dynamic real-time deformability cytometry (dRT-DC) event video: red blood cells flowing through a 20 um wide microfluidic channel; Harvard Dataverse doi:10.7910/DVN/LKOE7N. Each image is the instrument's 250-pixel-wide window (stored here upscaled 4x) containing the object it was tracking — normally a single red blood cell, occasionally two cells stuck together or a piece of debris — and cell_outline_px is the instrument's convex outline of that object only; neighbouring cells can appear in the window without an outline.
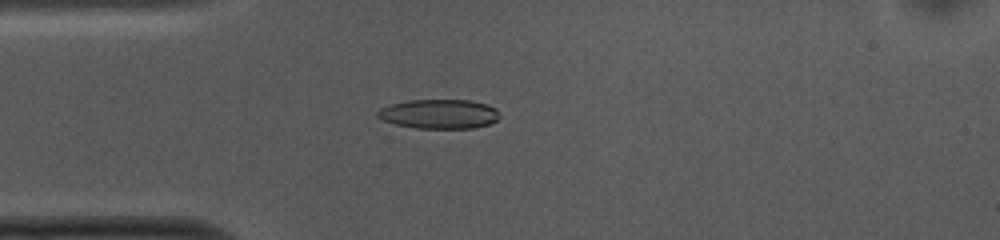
{"species": "common noctule bat (a hibernating species)", "species_latin": "Nyctalus noctula", "temperature_condition": "cold", "stored_images_in_passage": 47, "camera_frame_rate_fps": 3000, "um_per_image_px": 0.085, "animal": {"sex": "female", "body_mass_g": 10.0, "forearm_length_mm": 53.1}, "frame": {"image": 1, "passage_image": 8, "time_ms": 2.333, "image_size_px": [1000, 240], "cell_outline_px": [[500, 116], [496, 120], [488, 124], [472, 128], [416, 128], [396, 124], [384, 120], [376, 116], [376, 112], [380, 108], [392, 104], [408, 100], [468, 100], [488, 104], [496, 108], [500, 112]], "centroid_in_image_um": [37.34, 9.68], "position_along_channel_um": 47.7, "area_um2": 20.87}}
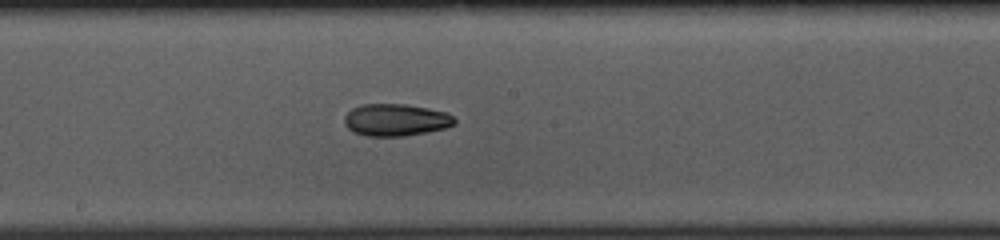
{"frame": {"image": 2, "passage_image": 22, "time_ms": 7.0, "image_size_px": [1000, 240], "cell_outline_px": [[456, 124], [444, 128], [404, 136], [364, 136], [352, 132], [344, 124], [344, 116], [352, 108], [364, 104], [404, 104], [428, 108], [444, 112], [452, 116], [456, 120]], "centroid_in_image_um": [33.6, 10.2], "position_along_channel_um": 214.6, "area_um2": 20.58}}
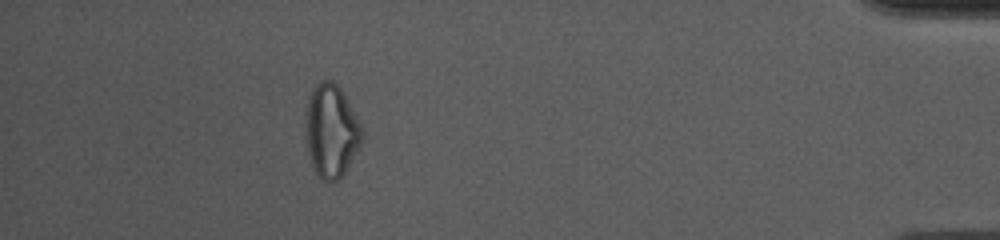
{"frame": {"image": 3, "passage_image": 42, "time_ms": 13.667, "image_size_px": [1000, 240], "cell_outline_px": [[364, 140], [344, 176], [340, 180], [328, 184], [320, 180], [312, 164], [308, 152], [304, 120], [308, 96], [312, 88], [320, 80], [332, 80], [344, 92], [364, 132]], "centroid_in_image_um": [28.17, 11.16], "position_along_channel_um": 407.0, "area_um2": 31.5}, "authors_computed_cell_mechanics": {"area_um2": 20.8658, "velocity_mm_per_s": 3.7518, "shape_relaxation_time_tau1_ms": null, "shape_relaxation_time_tau2_ms": 10.9816, "deformation_change_tau1": null, "deformation_change_tau2": 0.2075}}